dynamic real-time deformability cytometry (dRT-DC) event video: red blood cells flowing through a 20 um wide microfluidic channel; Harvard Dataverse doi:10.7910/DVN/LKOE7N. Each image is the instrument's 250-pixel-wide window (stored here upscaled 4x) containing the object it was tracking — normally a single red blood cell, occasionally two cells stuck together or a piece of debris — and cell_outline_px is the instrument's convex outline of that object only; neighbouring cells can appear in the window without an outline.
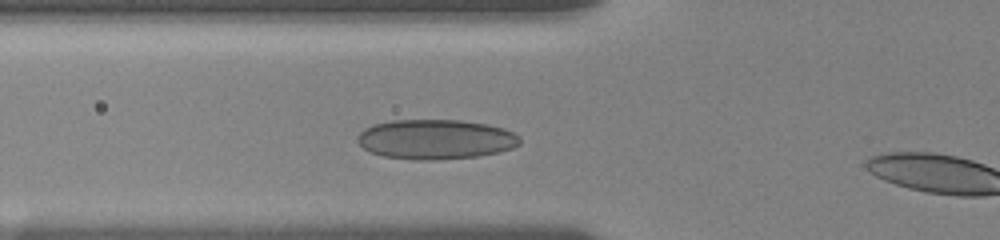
{"species": "human", "species_latin": "Homo sapiens", "temperature_condition": "room temperature", "stored_images_in_passage": 3, "camera_frame_rate_fps": 3000, "um_per_image_px": 0.085, "donor": {"sex": "female"}, "frame": {"image": 1, "passage_image": 2, "time_ms": 0.333, "image_size_px": [1000, 240], "cell_outline_px": [[520, 144], [512, 148], [500, 152], [476, 156], [436, 160], [416, 160], [384, 156], [368, 152], [356, 140], [356, 136], [364, 128], [372, 124], [392, 120], [460, 120], [484, 124], [504, 128], [520, 136]], "centroid_in_image_um": [37.0, 11.84], "position_along_channel_um": 88.8, "area_um2": 37.8}}